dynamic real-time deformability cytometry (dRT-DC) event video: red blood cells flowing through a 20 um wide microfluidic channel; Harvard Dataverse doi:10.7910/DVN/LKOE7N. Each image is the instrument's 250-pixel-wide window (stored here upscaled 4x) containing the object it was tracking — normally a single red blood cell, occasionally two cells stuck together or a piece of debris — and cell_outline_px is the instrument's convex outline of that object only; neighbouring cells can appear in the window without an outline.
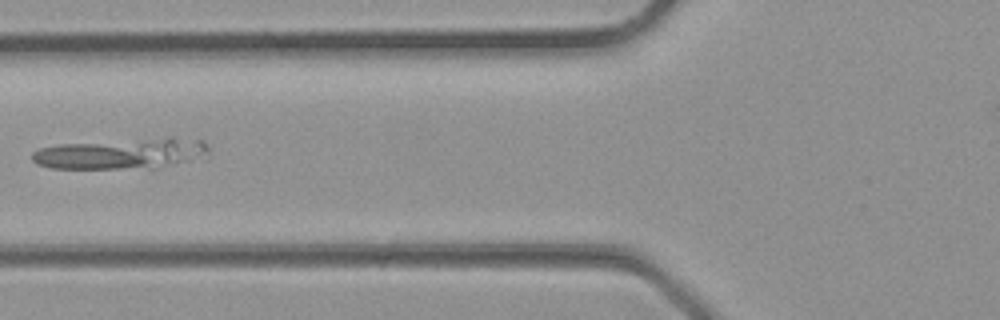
{"species": "common noctule bat (a hibernating species)", "species_latin": "Nyctalus noctula", "temperature_condition": "room temperature", "stored_images_in_passage": 32, "segment_of_instrument_passage": [1, 2], "camera_frame_rate_fps": 3000, "um_per_image_px": 0.085, "animal": {"sex": "male", "body_mass_g": 23.1, "forearm_length_mm": 52.7}, "frame": {"image": 1, "passage_image": 10, "time_ms": 3.0, "image_size_px": [1000, 320], "cell_outline_px": [[208, 152], [188, 160], [156, 168], [52, 168], [36, 164], [32, 160], [32, 152], [40, 148], [56, 144], [172, 136], [204, 140], [208, 148]], "centroid_in_image_um": [10.27, 13.03], "position_along_channel_um": 115.5, "area_um2": 31.62}}